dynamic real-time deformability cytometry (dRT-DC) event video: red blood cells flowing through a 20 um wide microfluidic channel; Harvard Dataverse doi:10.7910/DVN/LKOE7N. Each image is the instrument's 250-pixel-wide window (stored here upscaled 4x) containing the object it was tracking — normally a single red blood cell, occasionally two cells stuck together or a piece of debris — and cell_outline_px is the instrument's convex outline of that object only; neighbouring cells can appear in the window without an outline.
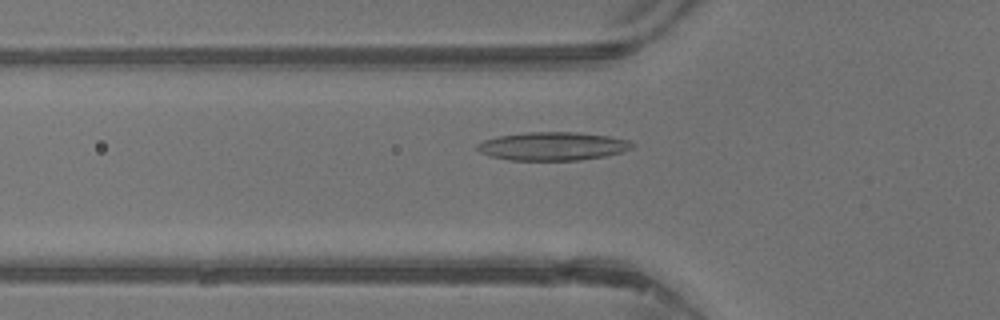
{"species": "common noctule bat (a hibernating species)", "species_latin": "Nyctalus noctula", "temperature_condition": "warm", "stored_images_in_passage": 43, "camera_frame_rate_fps": 3000, "um_per_image_px": 0.085, "animal": {"sex": "male", "body_mass_g": 13.3}, "frame": {"image": 1, "passage_image": 15, "time_ms": 4.667, "image_size_px": [1000, 320], "cell_outline_px": [[636, 144], [632, 148], [620, 152], [604, 156], [580, 160], [508, 160], [488, 156], [480, 152], [476, 148], [476, 144], [484, 140], [500, 136], [524, 132], [576, 132], [608, 136], [628, 140]], "centroid_in_image_um": [46.95, 12.43], "position_along_channel_um": 78.8, "area_um2": 25.61}}
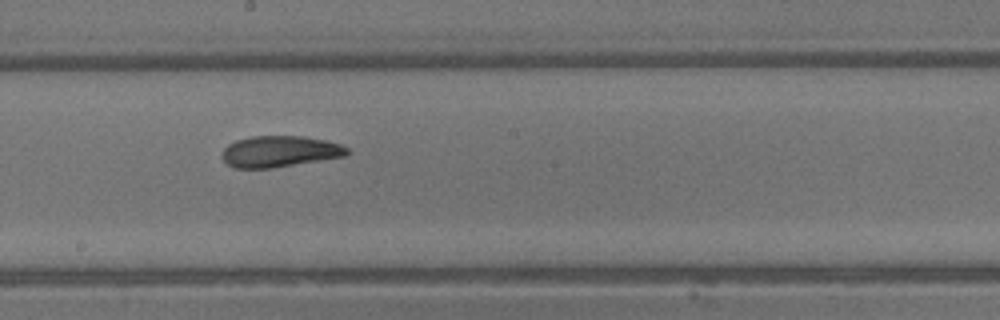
{"frame": {"image": 2, "passage_image": 24, "time_ms": 7.667, "image_size_px": [1000, 320], "cell_outline_px": [[352, 152], [344, 156], [272, 168], [232, 168], [220, 156], [220, 152], [228, 144], [236, 140], [252, 136], [304, 136], [324, 140], [340, 144], [348, 148]], "centroid_in_image_um": [23.74, 12.87], "position_along_channel_um": 224.5, "area_um2": 22.83}}
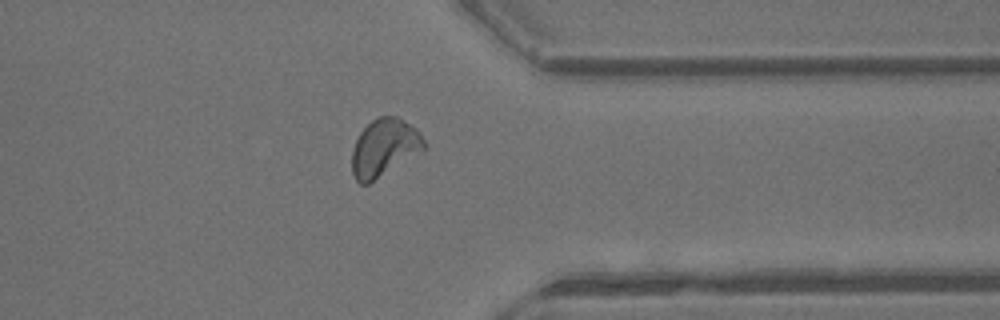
{"frame": {"image": 3, "passage_image": 34, "time_ms": 11.0, "image_size_px": [1000, 320], "cell_outline_px": [[428, 148], [368, 184], [360, 184], [356, 180], [352, 172], [352, 148], [360, 132], [372, 120], [380, 116], [396, 116], [416, 128], [420, 132], [428, 144]], "centroid_in_image_um": [32.69, 12.55], "position_along_channel_um": 378.7, "area_um2": 24.33}, "authors_computed_cell_mechanics": {"area_um2": 23.8136, "velocity_mm_per_s": 4.8196, "shape_relaxation_time_tau1_ms": 5.1517, "shape_relaxation_time_tau2_ms": 1.5095, "deformation_change_tau1": 0.207, "deformation_change_tau2": 0.0855}}